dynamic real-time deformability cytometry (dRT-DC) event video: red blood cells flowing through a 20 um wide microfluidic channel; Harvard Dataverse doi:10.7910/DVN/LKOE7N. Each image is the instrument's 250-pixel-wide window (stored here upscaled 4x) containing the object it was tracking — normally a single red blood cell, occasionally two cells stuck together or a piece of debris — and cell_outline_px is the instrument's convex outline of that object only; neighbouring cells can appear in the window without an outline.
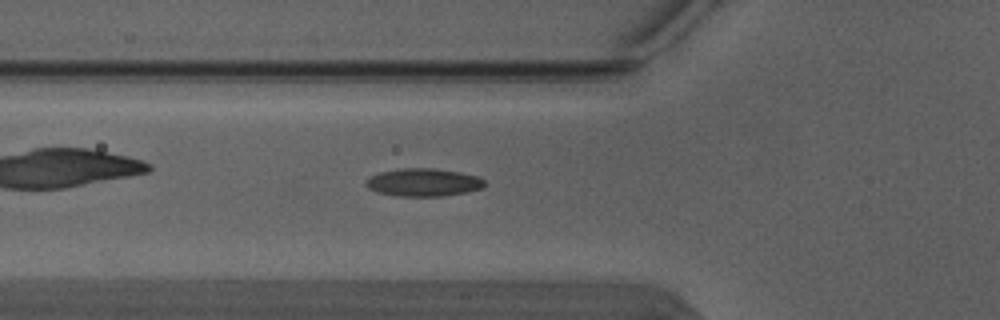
{"species": "Egyptian fruit bat (a non-hibernating species)", "species_latin": "Rousettus aegyptiacus", "temperature_condition": "warm", "stored_images_in_passage": 8, "camera_frame_rate_fps": 3000, "um_per_image_px": 0.085, "animal": {"sex": "male"}, "frame": {"image": 1, "passage_image": 8, "time_ms": 2.333, "image_size_px": [1000, 320], "cell_outline_px": [[484, 188], [468, 192], [440, 196], [396, 196], [376, 192], [368, 188], [364, 184], [364, 180], [380, 172], [404, 168], [432, 168], [460, 172], [480, 176], [484, 180]], "centroid_in_image_um": [35.99, 15.5], "position_along_channel_um": 89.8, "area_um2": 19.42}}